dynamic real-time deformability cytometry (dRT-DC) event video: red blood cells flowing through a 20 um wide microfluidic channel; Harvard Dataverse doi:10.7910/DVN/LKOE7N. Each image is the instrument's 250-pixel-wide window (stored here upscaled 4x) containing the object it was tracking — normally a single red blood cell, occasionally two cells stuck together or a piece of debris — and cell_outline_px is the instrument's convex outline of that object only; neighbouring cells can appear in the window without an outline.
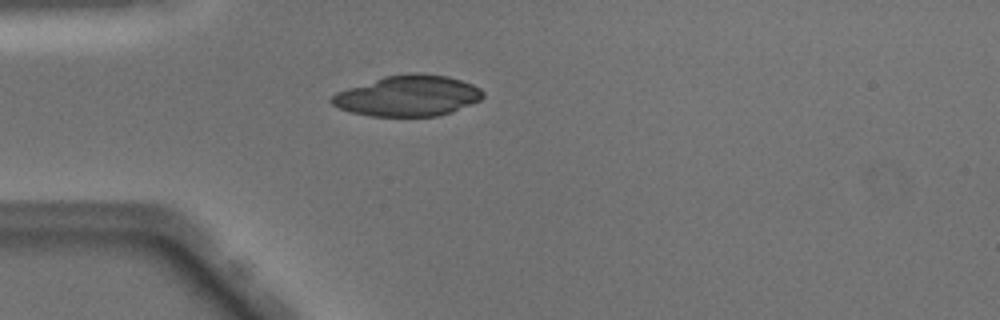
{"species": "Egyptian fruit bat (a non-hibernating species)", "species_latin": "Rousettus aegyptiacus", "temperature_condition": "warm", "stored_images_in_passage": 37, "camera_frame_rate_fps": 3000, "um_per_image_px": 0.085, "animal": {"sex": "male"}, "frame": {"image": 1, "passage_image": 2, "time_ms": 0.333, "image_size_px": [1000, 320], "cell_outline_px": [[484, 96], [480, 100], [452, 112], [436, 116], [372, 116], [352, 112], [340, 108], [332, 104], [328, 100], [336, 92], [384, 76], [412, 72], [420, 72], [448, 76], [472, 84], [480, 88], [484, 92]], "centroid_in_image_um": [34.69, 8.13], "position_along_channel_um": 50.3, "area_um2": 35.95}}
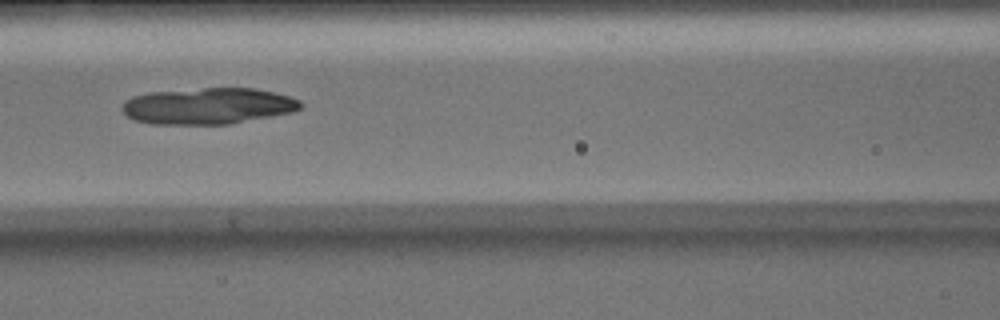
{"frame": {"image": 2, "passage_image": 10, "time_ms": 3.0, "image_size_px": [1000, 320], "cell_outline_px": [[304, 104], [300, 108], [292, 112], [228, 124], [152, 124], [136, 120], [128, 116], [124, 112], [124, 100], [132, 96], [148, 92], [204, 88], [256, 88], [288, 96], [300, 100]], "centroid_in_image_um": [17.69, 9.0], "position_along_channel_um": 148.9, "area_um2": 37.57}}
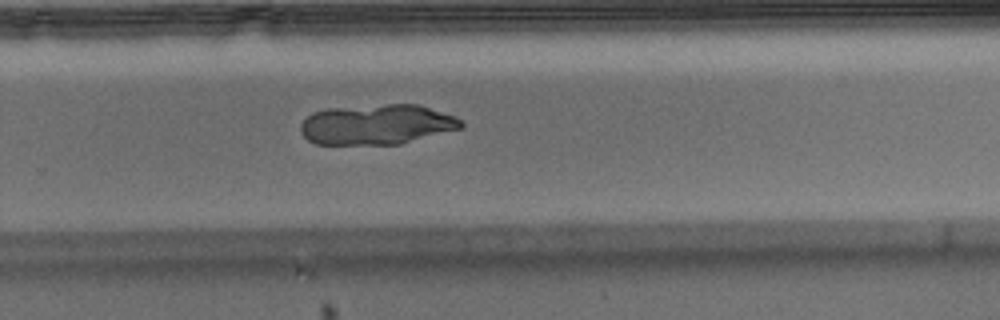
{"frame": {"image": 3, "passage_image": 21, "time_ms": 6.667, "image_size_px": [1000, 320], "cell_outline_px": [[464, 124], [460, 128], [400, 144], [316, 144], [308, 140], [300, 132], [300, 124], [312, 112], [328, 108], [388, 104], [416, 104], [456, 116]], "centroid_in_image_um": [31.99, 10.58], "position_along_channel_um": 297.8, "area_um2": 37.4}}